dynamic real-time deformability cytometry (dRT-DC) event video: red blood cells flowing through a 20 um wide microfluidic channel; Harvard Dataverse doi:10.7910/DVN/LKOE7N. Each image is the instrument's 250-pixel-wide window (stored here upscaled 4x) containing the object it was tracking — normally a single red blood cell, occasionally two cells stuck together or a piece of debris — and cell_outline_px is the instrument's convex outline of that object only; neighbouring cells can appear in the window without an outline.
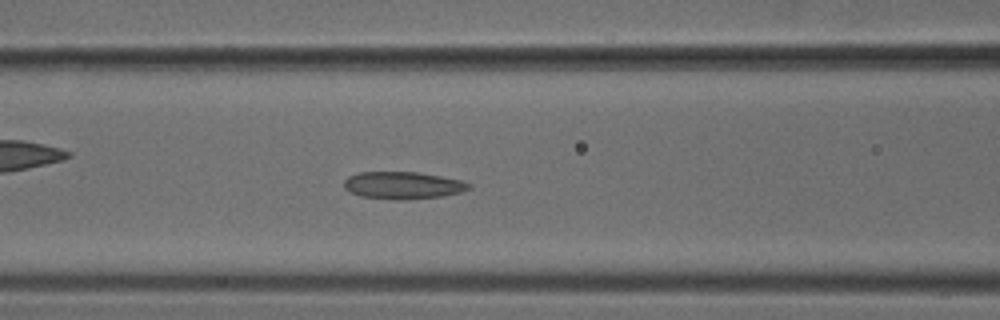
{"species": "common noctule bat (a hibernating species)", "species_latin": "Nyctalus noctula", "temperature_condition": "cold", "stored_images_in_passage": 43, "camera_frame_rate_fps": 3000, "um_per_image_px": 0.085, "animal": {"sex": "male", "body_mass_g": 18.8}, "frame": {"image": 1, "passage_image": 13, "time_ms": 4.0, "image_size_px": [1000, 320], "cell_outline_px": [[472, 188], [460, 192], [440, 196], [404, 200], [396, 200], [360, 196], [344, 188], [344, 180], [348, 176], [360, 172], [416, 172], [440, 176], [460, 180], [472, 184]], "centroid_in_image_um": [34.24, 15.75], "position_along_channel_um": 132.4, "area_um2": 19.77}}
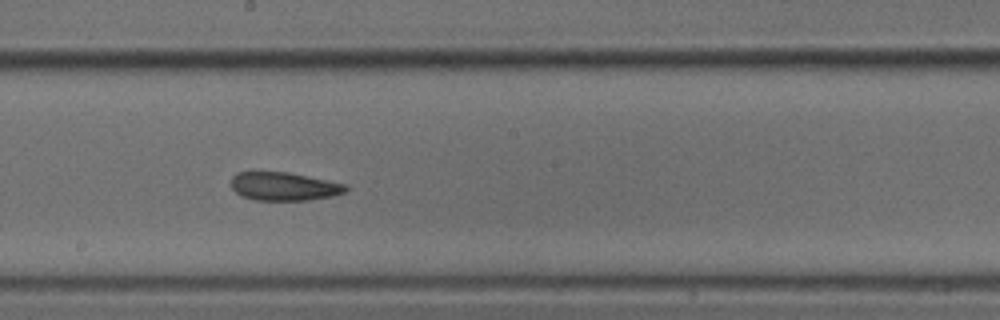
{"frame": {"image": 2, "passage_image": 20, "time_ms": 6.333, "image_size_px": [1000, 320], "cell_outline_px": [[348, 188], [344, 192], [332, 196], [308, 200], [256, 200], [240, 196], [232, 188], [232, 176], [236, 172], [288, 172], [348, 184]], "centroid_in_image_um": [24.14, 15.84], "position_along_channel_um": 224.1, "area_um2": 18.96}}
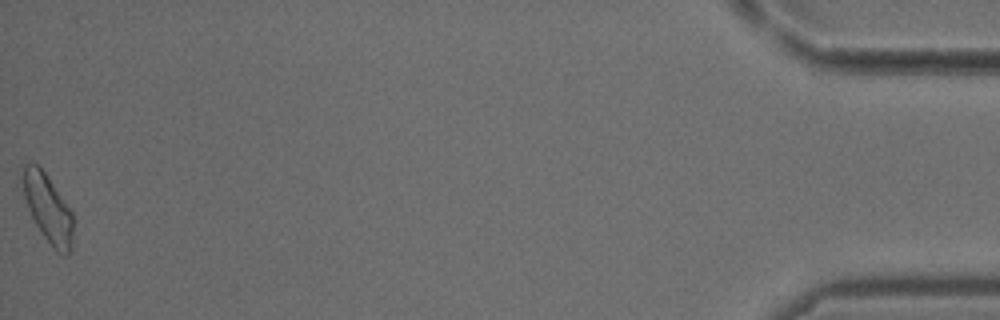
{"frame": {"image": 3, "passage_image": 43, "time_ms": 14.0, "image_size_px": [1000, 320], "cell_outline_px": [[72, 248], [64, 256], [56, 252], [44, 236], [36, 224], [28, 208], [24, 196], [24, 164], [32, 160], [44, 172], [72, 212]], "centroid_in_image_um": [4.08, 17.74], "position_along_channel_um": 431.1, "area_um2": 19.42}}